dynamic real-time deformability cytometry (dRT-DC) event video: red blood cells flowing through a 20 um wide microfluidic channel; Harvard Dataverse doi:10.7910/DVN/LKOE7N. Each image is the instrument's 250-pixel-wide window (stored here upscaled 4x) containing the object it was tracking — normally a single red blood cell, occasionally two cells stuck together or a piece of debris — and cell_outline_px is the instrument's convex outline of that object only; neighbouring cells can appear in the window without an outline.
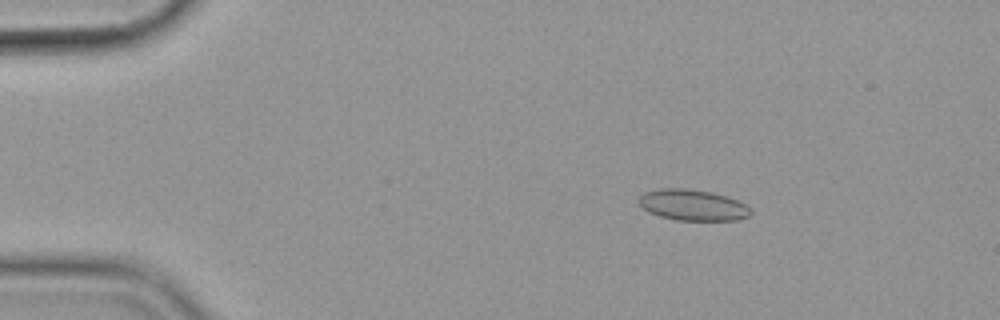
{"species": "common noctule bat (a hibernating species)", "species_latin": "Nyctalus noctula", "temperature_condition": "cold", "stored_images_in_passage": 57, "camera_frame_rate_fps": 3000, "um_per_image_px": 0.085, "animal": {"sex": "female", "body_mass_g": 19.9}, "frame": {"image": 1, "passage_image": 10, "time_ms": 3.0, "image_size_px": [1000, 320], "cell_outline_px": [[752, 212], [748, 216], [736, 220], [676, 220], [660, 216], [648, 212], [636, 200], [644, 192], [660, 188], [684, 188], [712, 192], [728, 196], [752, 208]], "centroid_in_image_um": [58.87, 17.42], "position_along_channel_um": 26.1, "area_um2": 20.29}}
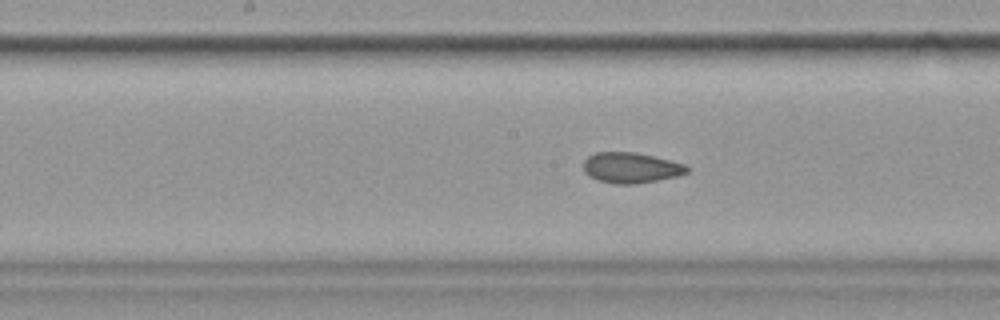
{"frame": {"image": 2, "passage_image": 30, "time_ms": 9.667, "image_size_px": [1000, 320], "cell_outline_px": [[688, 172], [676, 176], [636, 184], [616, 184], [600, 180], [588, 176], [584, 172], [584, 160], [588, 156], [596, 152], [632, 152], [652, 156], [684, 164], [688, 168]], "centroid_in_image_um": [53.59, 14.26], "position_along_channel_um": 194.6, "area_um2": 18.15}}
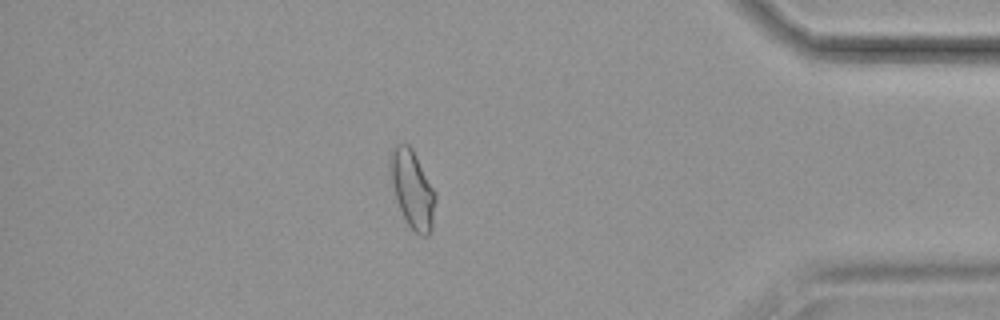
{"frame": {"image": 3, "passage_image": 50, "time_ms": 16.333, "image_size_px": [1000, 320], "cell_outline_px": [[436, 200], [432, 232], [428, 236], [420, 236], [408, 224], [400, 208], [396, 196], [392, 180], [392, 152], [396, 144], [408, 144], [412, 148], [436, 192]], "centroid_in_image_um": [35.13, 16.15], "position_along_channel_um": 400.1, "area_um2": 19.88}, "authors_computed_cell_mechanics": {"area_um2": 19.8254, "velocity_mm_per_s": 3.5804, "shape_relaxation_time_tau1_ms": null, "shape_relaxation_time_tau2_ms": 2.3737, "deformation_change_tau1": null, "deformation_change_tau2": 0.0827}}